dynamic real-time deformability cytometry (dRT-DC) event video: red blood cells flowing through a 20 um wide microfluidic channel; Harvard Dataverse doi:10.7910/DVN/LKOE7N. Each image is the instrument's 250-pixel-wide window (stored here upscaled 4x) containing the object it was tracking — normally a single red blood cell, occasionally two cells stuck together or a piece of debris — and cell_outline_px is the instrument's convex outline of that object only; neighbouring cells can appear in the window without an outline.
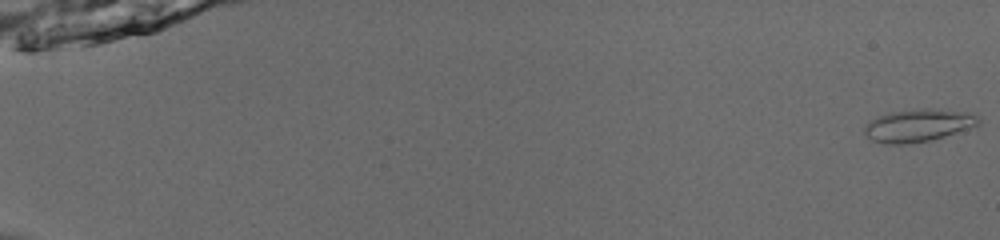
{"species": "common noctule bat (a hibernating species)", "species_latin": "Nyctalus noctula", "temperature_condition": "room temperature", "stored_images_in_passage": 23, "camera_frame_rate_fps": 3000, "um_per_image_px": 0.085, "animal": {"sex": "male", "body_mass_g": 13.0, "forearm_length_mm": 53.1}, "frame": {"image": 1, "passage_image": 1, "time_ms": 0.0, "image_size_px": [1000, 240], "cell_outline_px": [[980, 124], [944, 136], [928, 140], [904, 144], [884, 144], [872, 140], [864, 132], [864, 128], [868, 120], [888, 112], [920, 108], [928, 108], [968, 112], [976, 116], [980, 120]], "centroid_in_image_um": [78.0, 10.64], "position_along_channel_um": 7.0, "area_um2": 21.56}}